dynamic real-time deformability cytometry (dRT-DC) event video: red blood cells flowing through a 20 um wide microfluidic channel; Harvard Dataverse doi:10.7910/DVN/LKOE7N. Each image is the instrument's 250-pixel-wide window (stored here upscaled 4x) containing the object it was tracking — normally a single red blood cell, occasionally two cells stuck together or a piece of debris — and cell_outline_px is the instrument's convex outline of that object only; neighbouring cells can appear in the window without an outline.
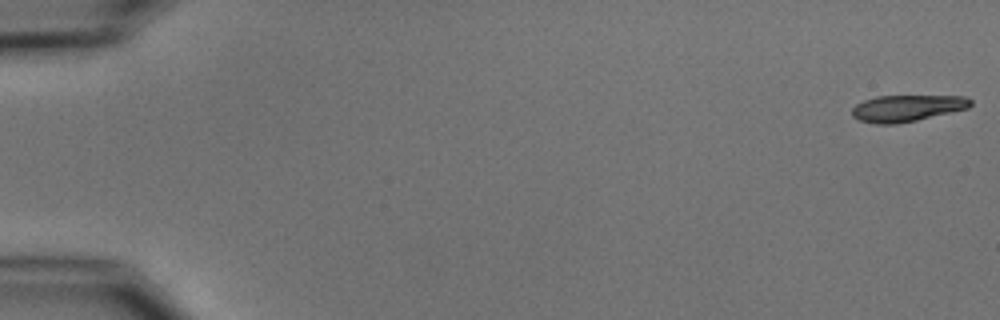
{"species": "common noctule bat (a hibernating species)", "species_latin": "Nyctalus noctula", "temperature_condition": "cold", "stored_images_in_passage": 11, "camera_frame_rate_fps": 3000, "um_per_image_px": 0.085, "animal": {"sex": "male", "body_mass_g": 15.6}, "frame": {"image": 1, "passage_image": 1, "time_ms": 0.0, "image_size_px": [1000, 320], "cell_outline_px": [[972, 104], [968, 108], [916, 120], [896, 124], [876, 124], [860, 120], [852, 116], [852, 108], [856, 104], [864, 100], [876, 96], [964, 96], [972, 100]], "centroid_in_image_um": [77.07, 9.19], "position_along_channel_um": 7.9, "area_um2": 18.21}}
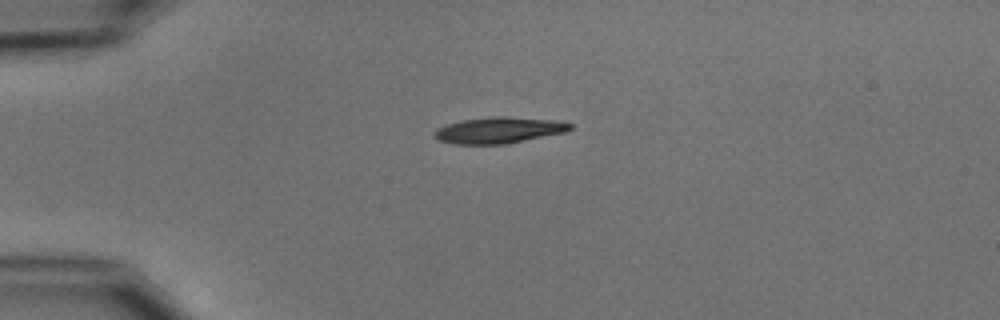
{"frame": {"image": 2, "passage_image": 4, "time_ms": 4.333, "image_size_px": [1000, 320], "cell_outline_px": [[572, 128], [564, 132], [508, 144], [452, 144], [436, 140], [432, 136], [432, 132], [436, 128], [460, 120], [488, 116], [508, 116], [560, 120], [572, 124]], "centroid_in_image_um": [42.35, 11.06], "position_along_channel_um": 42.6, "area_um2": 21.21}}
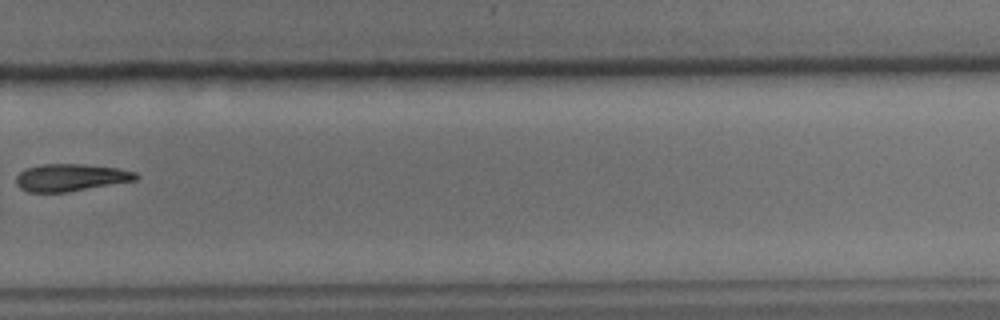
{"frame": {"image": 3, "passage_image": 11, "time_ms": 12.667, "image_size_px": [1000, 320], "cell_outline_px": [[140, 176], [136, 180], [68, 192], [28, 192], [20, 188], [16, 184], [16, 176], [24, 168], [44, 164], [84, 164], [116, 168], [136, 172]], "centroid_in_image_um": [5.99, 15.09], "position_along_channel_um": 323.8, "area_um2": 19.07}}